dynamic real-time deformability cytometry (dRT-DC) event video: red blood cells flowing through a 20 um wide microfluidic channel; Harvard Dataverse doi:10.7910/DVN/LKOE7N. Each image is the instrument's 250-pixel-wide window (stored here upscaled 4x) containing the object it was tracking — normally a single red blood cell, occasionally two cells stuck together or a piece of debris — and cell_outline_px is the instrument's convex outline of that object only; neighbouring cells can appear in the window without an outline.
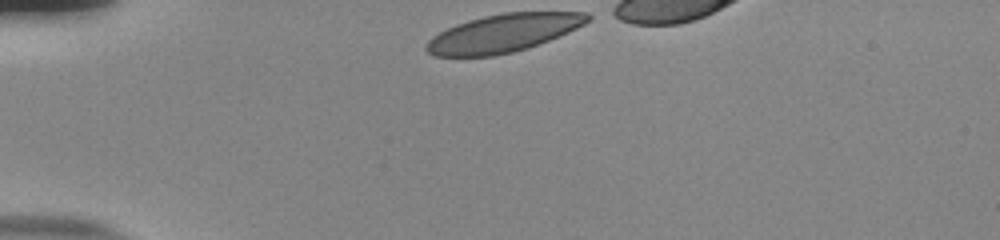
{"species": "human", "species_latin": "Homo sapiens", "temperature_condition": "room temperature", "stored_images_in_passage": 33, "camera_frame_rate_fps": 3000, "um_per_image_px": 0.085, "donor": {"sex": "male"}, "frame": {"image": 1, "passage_image": 1, "time_ms": 0.0, "image_size_px": [1000, 240], "cell_outline_px": [[592, 20], [568, 32], [528, 48], [512, 52], [492, 56], [432, 56], [424, 48], [428, 40], [432, 36], [456, 24], [468, 20], [484, 16], [504, 12], [588, 12], [592, 16]], "centroid_in_image_um": [42.78, 2.81], "position_along_channel_um": 42.2, "area_um2": 35.66}}
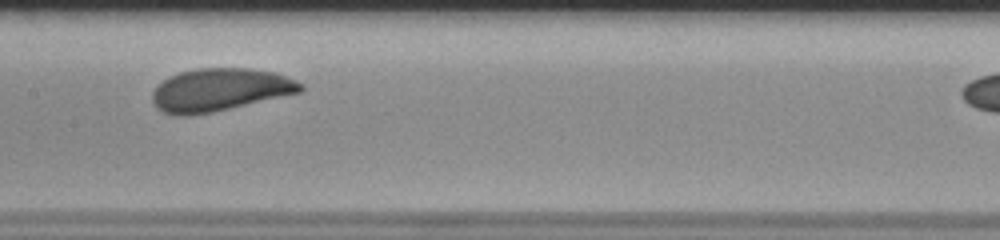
{"frame": {"image": 2, "passage_image": 16, "time_ms": 5.0, "image_size_px": [1000, 240], "cell_outline_px": [[304, 88], [300, 92], [212, 112], [188, 116], [176, 116], [164, 112], [156, 108], [152, 100], [152, 92], [164, 80], [180, 72], [196, 68], [248, 68], [276, 72], [296, 80], [304, 84]], "centroid_in_image_um": [18.69, 7.63], "position_along_channel_um": 188.7, "area_um2": 36.76}}
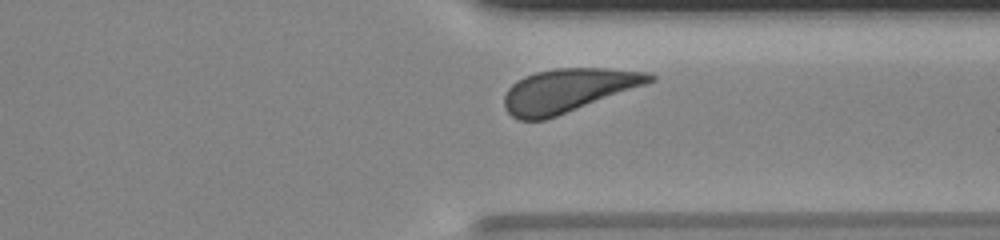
{"frame": {"image": 3, "passage_image": 30, "time_ms": 9.667, "image_size_px": [1000, 240], "cell_outline_px": [[656, 80], [556, 116], [544, 120], [520, 120], [512, 116], [504, 108], [504, 96], [508, 88], [516, 80], [524, 76], [536, 72], [556, 68], [604, 68], [648, 72], [656, 76]], "centroid_in_image_um": [48.24, 7.67], "position_along_channel_um": 363.2, "area_um2": 36.47}, "authors_computed_cell_mechanics": {"area_um2": 36.703, "velocity_mm_per_s": 3.7273, "shape_relaxation_time_tau1_ms": 2.7155, "shape_relaxation_time_tau2_ms": null, "deformation_change_tau1": 0.0981, "deformation_change_tau2": null}}